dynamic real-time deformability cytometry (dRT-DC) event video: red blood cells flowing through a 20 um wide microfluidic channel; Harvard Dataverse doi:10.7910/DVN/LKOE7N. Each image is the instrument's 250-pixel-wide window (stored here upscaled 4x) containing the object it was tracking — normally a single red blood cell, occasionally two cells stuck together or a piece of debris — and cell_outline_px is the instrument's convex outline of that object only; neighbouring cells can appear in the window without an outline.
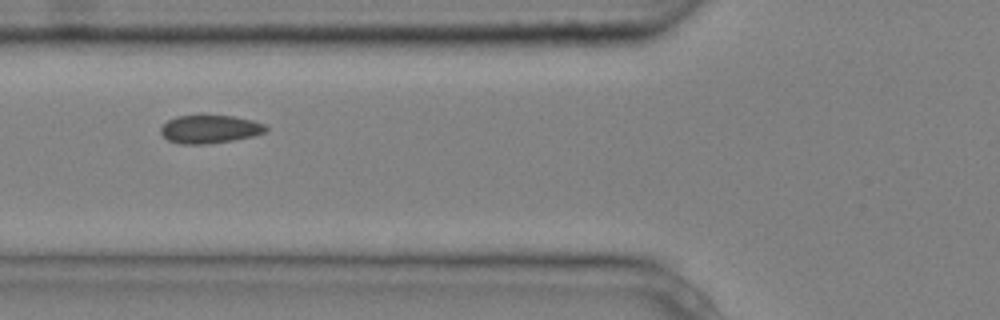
{"species": "common noctule bat (a hibernating species)", "species_latin": "Nyctalus noctula", "temperature_condition": "cold", "stored_images_in_passage": 6, "camera_frame_rate_fps": 3000, "um_per_image_px": 0.085, "animal": {"sex": "male", "body_mass_g": 20.4}, "frame": {"image": 1, "passage_image": 3, "time_ms": 0.667, "image_size_px": [1000, 320], "cell_outline_px": [[268, 132], [252, 136], [232, 140], [208, 144], [180, 144], [168, 140], [160, 132], [160, 128], [168, 120], [176, 116], [232, 116], [252, 120], [264, 124], [268, 128]], "centroid_in_image_um": [17.84, 10.99], "position_along_channel_um": 108.0, "area_um2": 17.17}}